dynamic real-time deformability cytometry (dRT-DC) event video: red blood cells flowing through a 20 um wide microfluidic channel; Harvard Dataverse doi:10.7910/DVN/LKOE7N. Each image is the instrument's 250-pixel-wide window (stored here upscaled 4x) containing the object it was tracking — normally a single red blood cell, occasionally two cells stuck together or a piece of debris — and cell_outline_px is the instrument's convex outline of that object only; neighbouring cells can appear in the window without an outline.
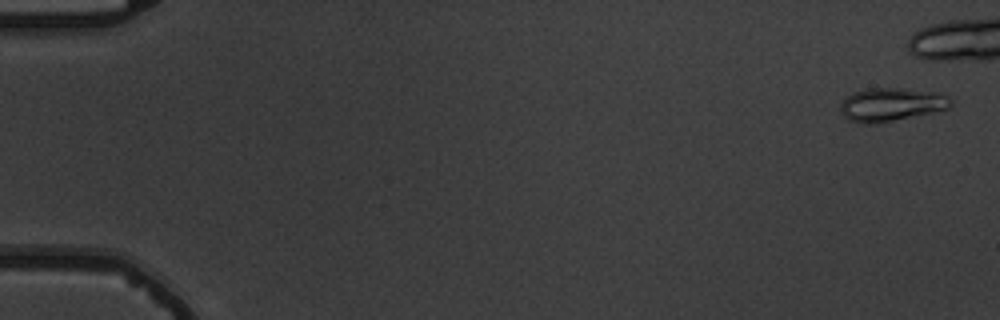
{"species": "common noctule bat (a hibernating species)", "species_latin": "Nyctalus noctula", "temperature_condition": "warm", "stored_images_in_passage": 9, "camera_frame_rate_fps": 3000, "um_per_image_px": 0.085, "animal": {"sex": "male", "body_mass_g": 19.5, "forearm_length_mm": 54.6}, "frame": {"image": 1, "passage_image": 1, "time_ms": 0.0, "image_size_px": [1000, 320], "cell_outline_px": [[952, 104], [948, 108], [932, 112], [876, 124], [860, 124], [848, 120], [844, 116], [840, 108], [840, 104], [852, 92], [868, 88], [900, 88], [936, 92], [948, 96], [952, 100]], "centroid_in_image_um": [75.73, 8.89], "position_along_channel_um": 9.3, "area_um2": 21.44}}